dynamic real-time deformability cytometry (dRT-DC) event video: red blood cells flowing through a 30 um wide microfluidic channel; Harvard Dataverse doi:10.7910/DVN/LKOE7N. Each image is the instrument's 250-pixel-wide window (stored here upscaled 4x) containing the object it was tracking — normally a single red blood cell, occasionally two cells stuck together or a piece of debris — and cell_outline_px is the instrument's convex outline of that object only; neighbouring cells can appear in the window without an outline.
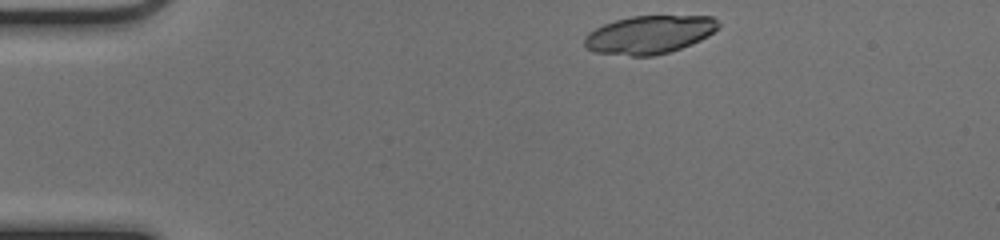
{"species": "common noctule bat (a hibernating species)", "species_latin": "Nyctalus noctula", "temperature_condition": "cold", "stored_images_in_passage": 43, "camera_frame_rate_fps": 3000, "um_per_image_px": 0.085, "animal": {"sex": "female", "body_mass_g": 17.0, "forearm_length_mm": 48.0}, "frame": {"image": 1, "passage_image": 1, "time_ms": 0.0, "image_size_px": [1000, 240], "cell_outline_px": [[720, 28], [708, 36], [692, 44], [668, 52], [652, 56], [632, 56], [596, 52], [588, 48], [584, 44], [584, 36], [588, 32], [604, 24], [616, 20], [632, 16], [712, 16], [720, 24]], "centroid_in_image_um": [55.21, 2.94], "position_along_channel_um": 29.8, "area_um2": 29.71}}